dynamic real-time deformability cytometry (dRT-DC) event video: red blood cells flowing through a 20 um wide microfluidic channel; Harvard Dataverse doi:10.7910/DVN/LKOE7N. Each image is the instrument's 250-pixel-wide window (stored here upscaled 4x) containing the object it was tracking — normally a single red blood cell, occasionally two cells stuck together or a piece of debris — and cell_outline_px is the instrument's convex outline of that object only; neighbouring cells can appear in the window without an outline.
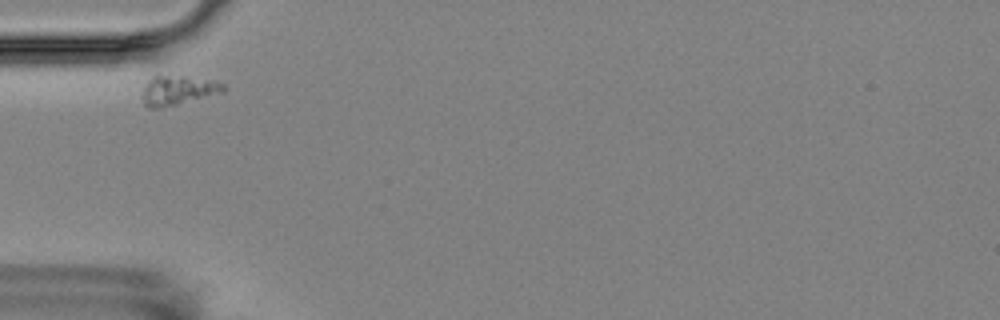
{"species": "Egyptian fruit bat (a non-hibernating species)", "species_latin": "Rousettus aegyptiacus", "temperature_condition": "room temperature", "stored_images_in_passage": 2, "camera_frame_rate_fps": 3000, "um_per_image_px": 0.085, "animal": {"sex": "female"}, "frame": {"image": 1, "passage_image": 1, "time_ms": 0.0, "image_size_px": [1000, 320], "cell_outline_px": [[224, 92], [160, 108], [148, 108], [144, 104], [144, 88], [152, 76], [184, 76], [224, 84]], "centroid_in_image_um": [15.1, 7.69], "position_along_channel_um": 69.9, "area_um2": 13.24}}